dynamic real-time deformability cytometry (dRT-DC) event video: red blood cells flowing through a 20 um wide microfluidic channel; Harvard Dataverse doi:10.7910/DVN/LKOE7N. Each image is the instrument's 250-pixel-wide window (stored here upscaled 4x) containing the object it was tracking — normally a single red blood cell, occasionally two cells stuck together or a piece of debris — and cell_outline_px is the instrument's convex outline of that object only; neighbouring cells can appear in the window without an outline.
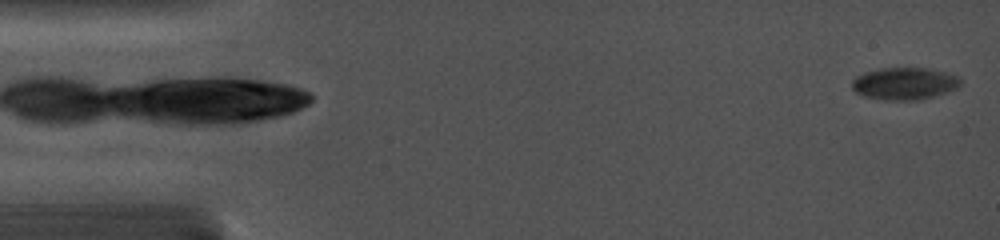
{"species": "common noctule bat (a hibernating species)", "species_latin": "Nyctalus noctula", "temperature_condition": "cold", "stored_images_in_passage": 16, "camera_frame_rate_fps": 5000, "um_per_image_px": 0.085, "animal": {"sex": "female", "body_mass_g": 19.0, "forearm_length_mm": 56.7}, "frame": {"image": 1, "passage_image": 2, "time_ms": 0.2, "image_size_px": [1000, 240], "cell_outline_px": [[960, 84], [956, 88], [936, 96], [916, 100], [884, 100], [864, 96], [856, 92], [852, 88], [852, 80], [856, 76], [864, 72], [880, 68], [928, 68], [960, 76]], "centroid_in_image_um": [76.86, 7.1], "position_along_channel_um": 8.1, "area_um2": 20.4}}
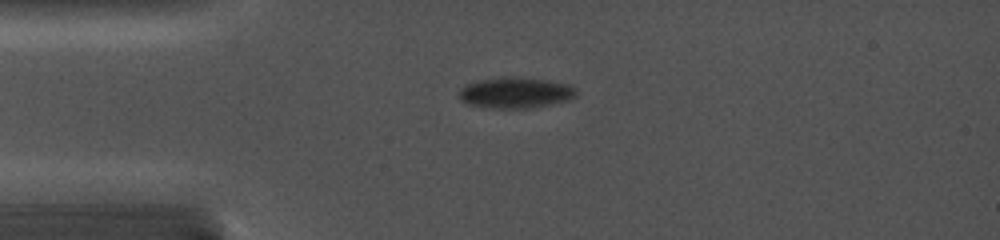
{"frame": {"image": 2, "passage_image": 16, "time_ms": 3.8, "image_size_px": [1000, 240], "cell_outline_px": [[576, 96], [568, 100], [532, 108], [488, 108], [468, 104], [460, 100], [460, 88], [464, 84], [476, 80], [500, 76], [512, 76], [544, 80], [572, 84], [576, 88]], "centroid_in_image_um": [43.79, 7.87], "position_along_channel_um": 41.2, "area_um2": 21.44}}